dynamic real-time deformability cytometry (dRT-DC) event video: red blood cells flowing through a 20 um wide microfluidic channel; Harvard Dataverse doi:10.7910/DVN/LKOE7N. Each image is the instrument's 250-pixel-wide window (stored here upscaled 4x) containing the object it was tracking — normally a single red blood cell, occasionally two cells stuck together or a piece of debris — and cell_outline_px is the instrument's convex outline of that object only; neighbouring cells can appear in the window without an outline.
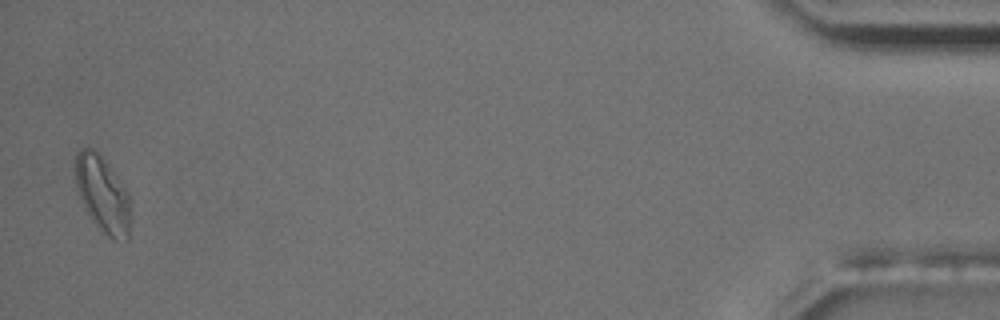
{"species": "common noctule bat (a hibernating species)", "species_latin": "Nyctalus noctula", "temperature_condition": "room temperature", "stored_images_in_passage": 17, "camera_frame_rate_fps": 3000, "um_per_image_px": 0.085, "animal": {"sex": "male", "body_mass_g": 17.5, "forearm_length_mm": 52.3}, "frame": {"image": 1, "passage_image": 17, "time_ms": 18.333, "image_size_px": [1000, 320], "cell_outline_px": [[132, 200], [128, 240], [112, 240], [100, 232], [84, 208], [80, 200], [76, 184], [76, 152], [80, 148], [92, 148], [116, 172], [128, 192]], "centroid_in_image_um": [8.76, 16.57], "position_along_channel_um": 426.4, "area_um2": 25.09}, "authors_computed_cell_mechanics": {"area_um2": 19.1896, "velocity_mm_per_s": 3.5424, "shape_relaxation_time_tau1_ms": 7.1083, "shape_relaxation_time_tau2_ms": 3.1781, "deformation_change_tau1": 0.1712, "deformation_change_tau2": 0.0765}}